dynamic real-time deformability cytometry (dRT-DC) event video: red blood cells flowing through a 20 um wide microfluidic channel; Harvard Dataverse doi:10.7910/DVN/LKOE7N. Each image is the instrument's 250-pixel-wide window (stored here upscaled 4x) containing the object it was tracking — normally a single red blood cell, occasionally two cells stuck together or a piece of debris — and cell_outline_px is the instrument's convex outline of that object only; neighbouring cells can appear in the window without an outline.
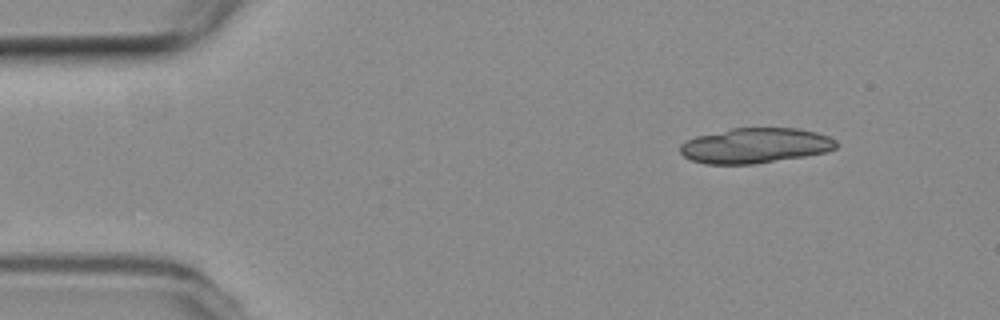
{"species": "common noctule bat (a hibernating species)", "species_latin": "Nyctalus noctula", "temperature_condition": "room temperature", "stored_images_in_passage": 15, "camera_frame_rate_fps": 3000, "um_per_image_px": 0.085, "animal": {"sex": "female", "body_mass_g": 19.3, "forearm_length_mm": 54.1}, "frame": {"image": 1, "passage_image": 2, "time_ms": 0.333, "image_size_px": [1000, 320], "cell_outline_px": [[840, 144], [836, 148], [824, 152], [804, 156], [752, 164], [704, 164], [692, 160], [684, 156], [680, 152], [680, 144], [684, 140], [696, 136], [732, 128], [796, 128], [816, 132], [828, 136], [836, 140]], "centroid_in_image_um": [64.18, 12.37], "position_along_channel_um": 20.8, "area_um2": 32.02}}